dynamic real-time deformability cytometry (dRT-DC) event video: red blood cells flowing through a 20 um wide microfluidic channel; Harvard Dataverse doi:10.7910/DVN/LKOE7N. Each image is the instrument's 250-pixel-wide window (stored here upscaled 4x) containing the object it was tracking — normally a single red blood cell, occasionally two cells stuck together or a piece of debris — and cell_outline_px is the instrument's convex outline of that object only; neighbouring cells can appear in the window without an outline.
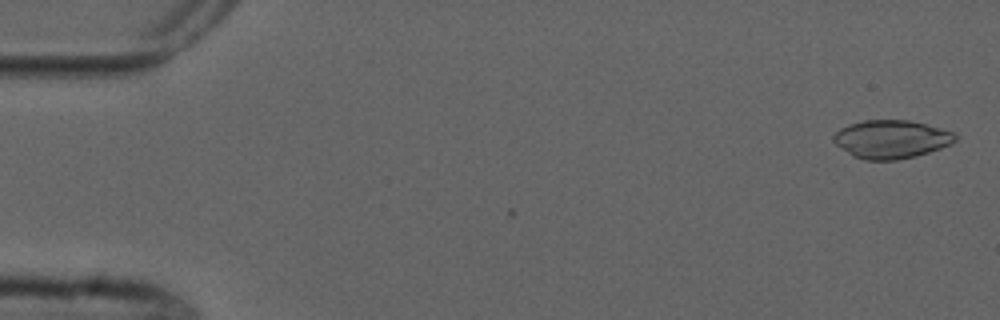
{"species": "common noctule bat (a hibernating species)", "species_latin": "Nyctalus noctula", "temperature_condition": "cold", "stored_images_in_passage": 2, "camera_frame_rate_fps": 3000, "um_per_image_px": 0.085, "animal": {"sex": "male", "forearm_length_mm": 52.5}, "frame": {"image": 1, "passage_image": 2, "time_ms": 1.333, "image_size_px": [1000, 320], "cell_outline_px": [[956, 140], [952, 144], [916, 156], [896, 160], [864, 160], [852, 156], [840, 148], [832, 140], [832, 136], [840, 128], [848, 124], [864, 120], [908, 120], [956, 132]], "centroid_in_image_um": [75.73, 11.84], "position_along_channel_um": 9.3, "area_um2": 27.28}}